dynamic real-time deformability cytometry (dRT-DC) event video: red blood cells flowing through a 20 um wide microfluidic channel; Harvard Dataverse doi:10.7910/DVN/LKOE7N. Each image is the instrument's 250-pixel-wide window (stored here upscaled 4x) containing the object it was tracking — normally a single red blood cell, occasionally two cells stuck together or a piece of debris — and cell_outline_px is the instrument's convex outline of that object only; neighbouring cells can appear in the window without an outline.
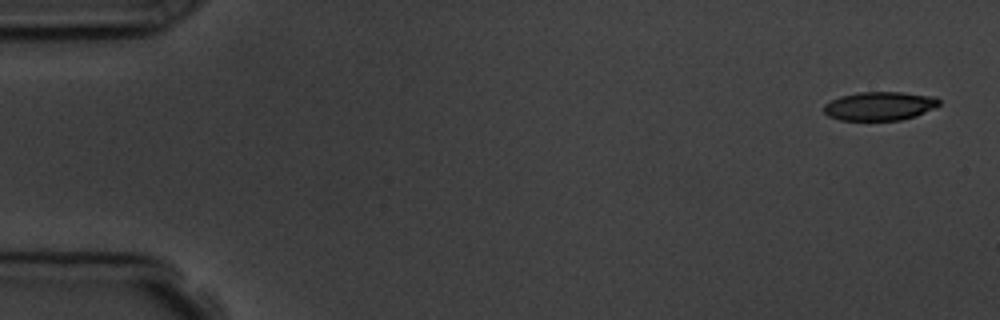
{"species": "common noctule bat (a hibernating species)", "species_latin": "Nyctalus noctula", "temperature_condition": "room temperature", "stored_images_in_passage": 4, "camera_frame_rate_fps": 3000, "um_per_image_px": 0.085, "animal": {"sex": "male", "body_mass_g": 19.5, "forearm_length_mm": 54.6}, "frame": {"image": 1, "passage_image": 1, "time_ms": 0.0, "image_size_px": [1000, 320], "cell_outline_px": [[940, 104], [916, 116], [900, 120], [840, 120], [828, 116], [824, 112], [824, 104], [840, 96], [860, 92], [900, 92], [936, 96], [940, 100]], "centroid_in_image_um": [74.77, 9.01], "position_along_channel_um": 10.2, "area_um2": 19.25}}
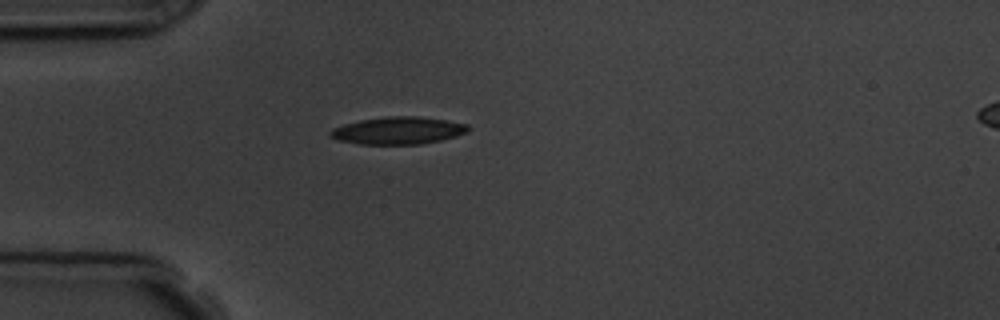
{"frame": {"image": 2, "passage_image": 4, "time_ms": 4.333, "image_size_px": [1000, 320], "cell_outline_px": [[472, 128], [468, 132], [456, 136], [440, 140], [420, 144], [360, 144], [340, 140], [328, 136], [328, 132], [332, 128], [344, 124], [360, 120], [384, 116], [420, 116], [448, 120], [468, 124]], "centroid_in_image_um": [33.86, 11.08], "position_along_channel_um": 51.1, "area_um2": 22.2}}